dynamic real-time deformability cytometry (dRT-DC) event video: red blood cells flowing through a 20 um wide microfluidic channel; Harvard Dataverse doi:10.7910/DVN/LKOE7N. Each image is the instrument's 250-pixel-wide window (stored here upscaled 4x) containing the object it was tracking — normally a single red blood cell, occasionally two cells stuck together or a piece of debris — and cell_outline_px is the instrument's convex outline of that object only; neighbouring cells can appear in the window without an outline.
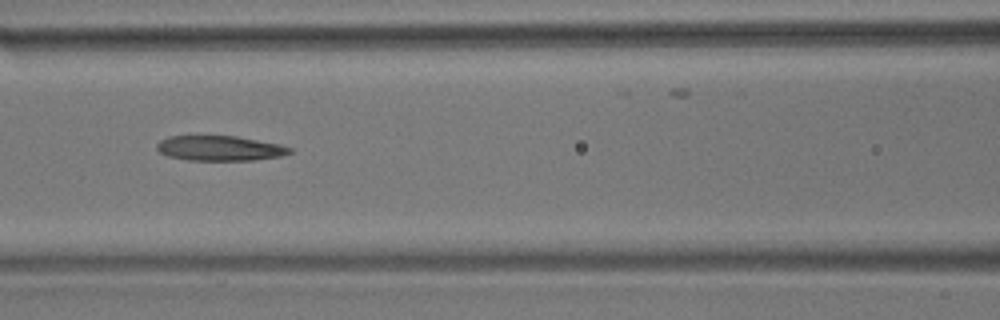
{"species": "common noctule bat (a hibernating species)", "species_latin": "Nyctalus noctula", "temperature_condition": "room temperature", "stored_images_in_passage": 15, "camera_frame_rate_fps": 3000, "um_per_image_px": 0.085, "animal": {"sex": "male", "body_mass_g": 17.9}, "frame": {"image": 1, "passage_image": 7, "time_ms": 7.667, "image_size_px": [1000, 320], "cell_outline_px": [[292, 152], [280, 156], [256, 160], [188, 160], [168, 156], [160, 152], [156, 148], [156, 144], [160, 140], [168, 136], [236, 136], [280, 144], [292, 148]], "centroid_in_image_um": [18.68, 12.6], "position_along_channel_um": 147.9, "area_um2": 19.36}}
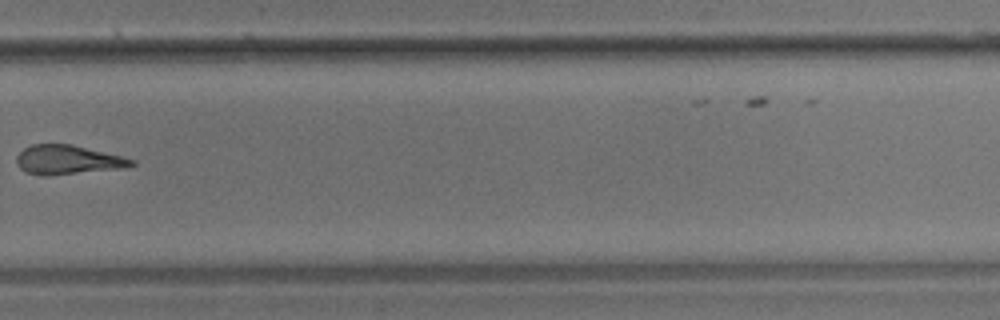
{"frame": {"image": 2, "passage_image": 11, "time_ms": 12.667, "image_size_px": [1000, 320], "cell_outline_px": [[136, 164], [124, 168], [48, 176], [44, 176], [24, 172], [16, 164], [16, 156], [24, 148], [32, 144], [72, 144], [136, 160]], "centroid_in_image_um": [5.73, 13.59], "position_along_channel_um": 324.1, "area_um2": 19.65}}
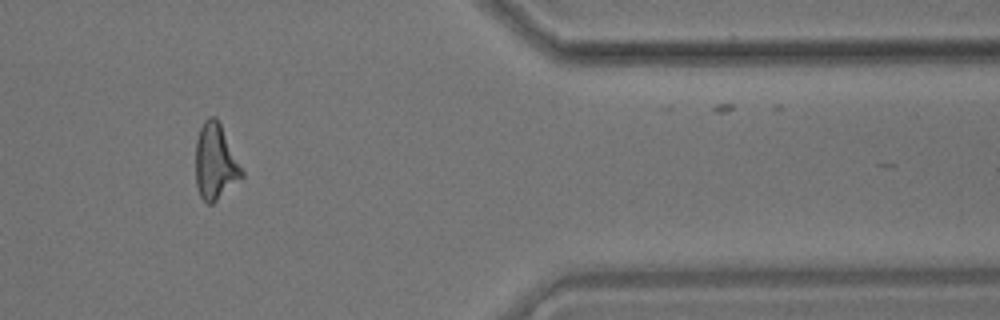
{"frame": {"image": 3, "passage_image": 13, "time_ms": 15.333, "image_size_px": [1000, 320], "cell_outline_px": [[244, 176], [212, 204], [208, 204], [200, 196], [196, 184], [196, 140], [200, 128], [204, 120], [208, 116], [216, 116], [244, 172]], "centroid_in_image_um": [18.29, 13.75], "position_along_channel_um": 393.1, "area_um2": 20.17}, "authors_computed_cell_mechanics": {"area_um2": 20.3456, "velocity_mm_per_s": 3.5447, "shape_relaxation_time_tau1_ms": null, "shape_relaxation_time_tau2_ms": 1.2675, "deformation_change_tau1": null, "deformation_change_tau2": 0.108}}